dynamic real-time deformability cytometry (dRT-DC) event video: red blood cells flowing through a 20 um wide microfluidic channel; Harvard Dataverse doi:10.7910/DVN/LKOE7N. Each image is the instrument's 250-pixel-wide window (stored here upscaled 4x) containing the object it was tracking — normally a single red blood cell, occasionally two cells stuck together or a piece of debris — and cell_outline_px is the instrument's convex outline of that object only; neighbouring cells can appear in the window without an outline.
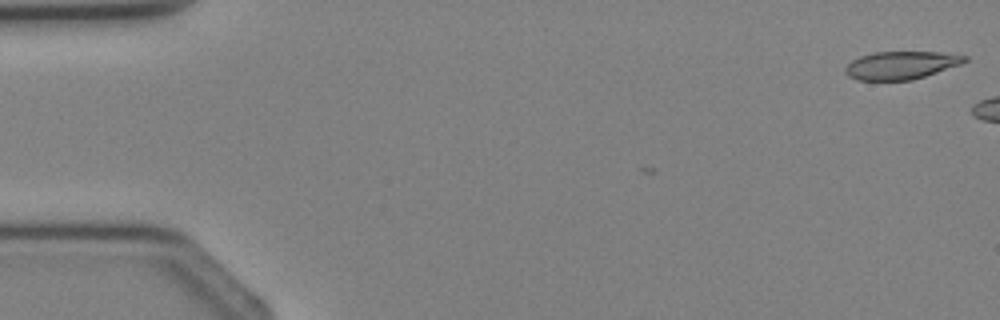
{"species": "Egyptian fruit bat (a non-hibernating species)", "species_latin": "Rousettus aegyptiacus", "temperature_condition": "cold", "stored_images_in_passage": 2, "camera_frame_rate_fps": 3000, "um_per_image_px": 0.085, "animal": {"sex": "female"}, "frame": {"image": 1, "passage_image": 2, "time_ms": 1.0, "image_size_px": [1000, 320], "cell_outline_px": [[968, 60], [960, 64], [912, 80], [856, 80], [848, 76], [844, 72], [844, 68], [852, 60], [860, 56], [876, 52], [940, 52], [968, 56]], "centroid_in_image_um": [76.56, 5.54], "position_along_channel_um": 8.4, "area_um2": 19.31}}